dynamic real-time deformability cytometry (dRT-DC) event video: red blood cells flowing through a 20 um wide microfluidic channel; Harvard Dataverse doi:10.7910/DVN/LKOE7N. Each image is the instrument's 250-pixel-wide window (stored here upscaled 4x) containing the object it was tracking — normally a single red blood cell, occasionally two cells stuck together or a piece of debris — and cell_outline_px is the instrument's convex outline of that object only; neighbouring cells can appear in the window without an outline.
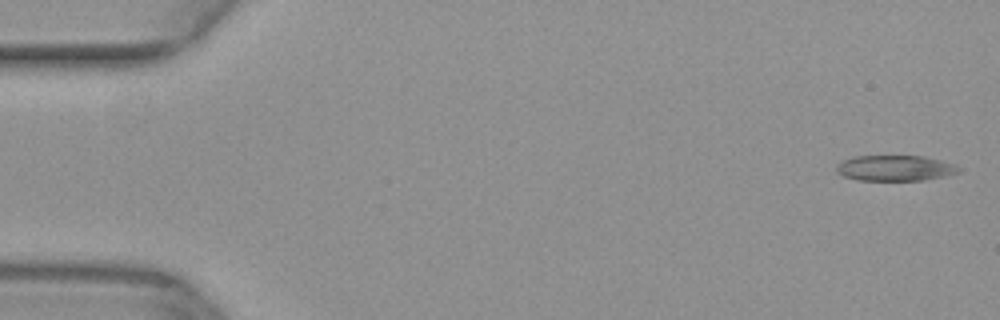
{"species": "common noctule bat (a hibernating species)", "species_latin": "Nyctalus noctula", "temperature_condition": "warm", "stored_images_in_passage": 50, "camera_frame_rate_fps": 3000, "um_per_image_px": 0.085, "animal": {"sex": "female", "body_mass_g": 29.2, "forearm_length_mm": 56.3}, "frame": {"image": 1, "passage_image": 1, "time_ms": 0.0, "image_size_px": [1000, 320], "cell_outline_px": [[964, 168], [960, 172], [924, 180], [856, 180], [844, 176], [836, 172], [836, 164], [852, 156], [924, 156], [956, 164]], "centroid_in_image_um": [76.1, 14.28], "position_along_channel_um": 8.9, "area_um2": 18.38}}
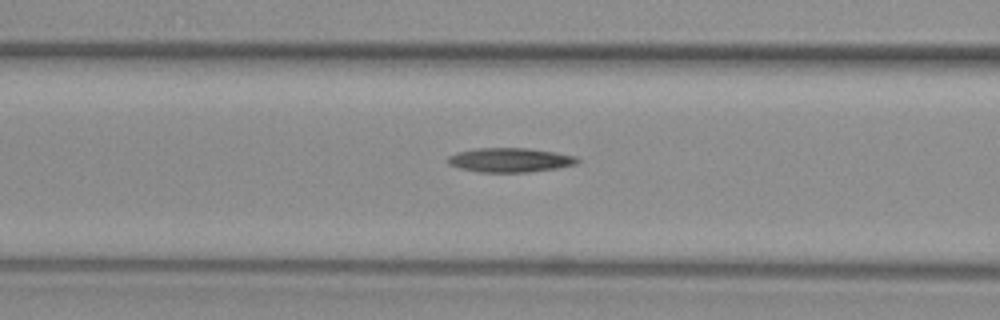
{"frame": {"image": 2, "passage_image": 20, "time_ms": 6.333, "image_size_px": [1000, 320], "cell_outline_px": [[580, 160], [576, 164], [556, 168], [528, 172], [480, 172], [460, 168], [448, 164], [448, 156], [456, 152], [476, 148], [528, 148], [556, 152], [576, 156]], "centroid_in_image_um": [43.35, 13.59], "position_along_channel_um": 123.3, "area_um2": 18.32}}
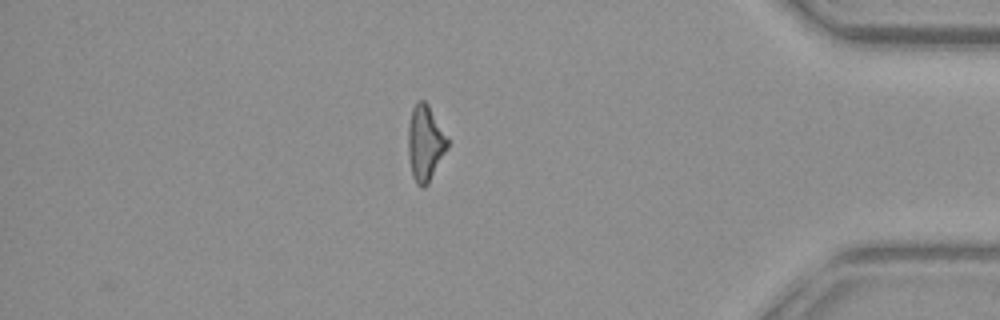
{"frame": {"image": 3, "passage_image": 43, "time_ms": 14.0, "image_size_px": [1000, 320], "cell_outline_px": [[448, 148], [428, 184], [424, 188], [420, 188], [416, 184], [412, 176], [408, 156], [408, 124], [412, 108], [416, 100], [424, 100], [428, 104], [448, 140]], "centroid_in_image_um": [36.11, 12.19], "position_along_channel_um": 399.1, "area_um2": 17.46}}